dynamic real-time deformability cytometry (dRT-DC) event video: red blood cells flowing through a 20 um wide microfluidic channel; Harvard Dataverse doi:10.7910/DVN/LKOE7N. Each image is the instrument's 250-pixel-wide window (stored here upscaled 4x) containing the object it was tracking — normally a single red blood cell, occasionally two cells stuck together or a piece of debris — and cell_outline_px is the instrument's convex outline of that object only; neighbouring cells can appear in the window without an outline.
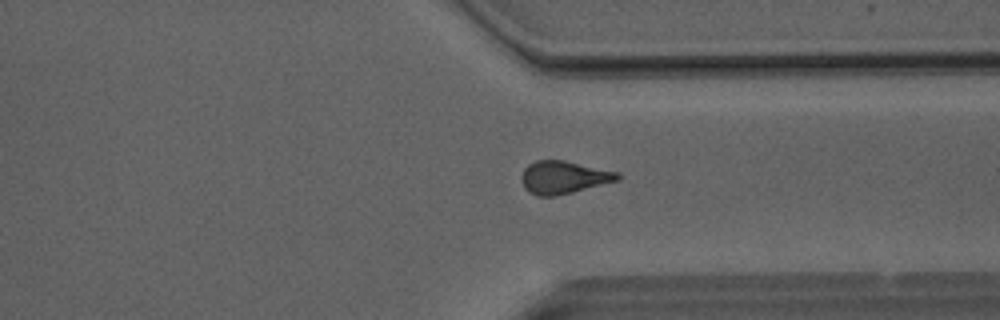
{"species": "Egyptian fruit bat (a non-hibernating species)", "species_latin": "Rousettus aegyptiacus", "temperature_condition": "room temperature", "stored_images_in_passage": 38, "camera_frame_rate_fps": 3000, "um_per_image_px": 0.085, "animal": {"sex": "male"}, "frame": {"image": 1, "passage_image": 26, "time_ms": 8.333, "image_size_px": [1000, 320], "cell_outline_px": [[620, 180], [556, 196], [536, 196], [528, 192], [524, 188], [520, 176], [524, 168], [528, 164], [536, 160], [564, 160], [620, 172]], "centroid_in_image_um": [47.89, 15.07], "position_along_channel_um": 363.5, "area_um2": 18.55}}
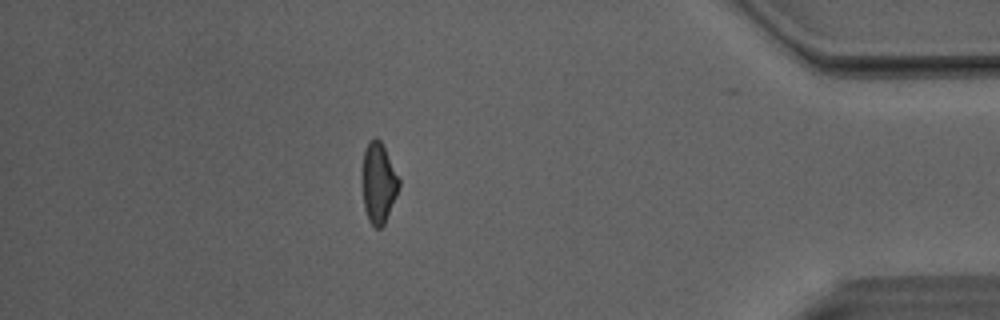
{"frame": {"image": 2, "passage_image": 32, "time_ms": 10.333, "image_size_px": [1000, 320], "cell_outline_px": [[400, 184], [396, 196], [384, 224], [380, 228], [376, 228], [368, 220], [364, 208], [360, 176], [364, 148], [368, 140], [376, 136], [380, 140], [400, 180]], "centroid_in_image_um": [32.12, 15.51], "position_along_channel_um": 403.1, "area_um2": 17.57}, "authors_computed_cell_mechanics": {"area_um2": 18.0914, "velocity_mm_per_s": 4.1116, "shape_relaxation_time_tau1_ms": null, "shape_relaxation_time_tau2_ms": 2.389, "deformation_change_tau1": null, "deformation_change_tau2": 0.0934}}